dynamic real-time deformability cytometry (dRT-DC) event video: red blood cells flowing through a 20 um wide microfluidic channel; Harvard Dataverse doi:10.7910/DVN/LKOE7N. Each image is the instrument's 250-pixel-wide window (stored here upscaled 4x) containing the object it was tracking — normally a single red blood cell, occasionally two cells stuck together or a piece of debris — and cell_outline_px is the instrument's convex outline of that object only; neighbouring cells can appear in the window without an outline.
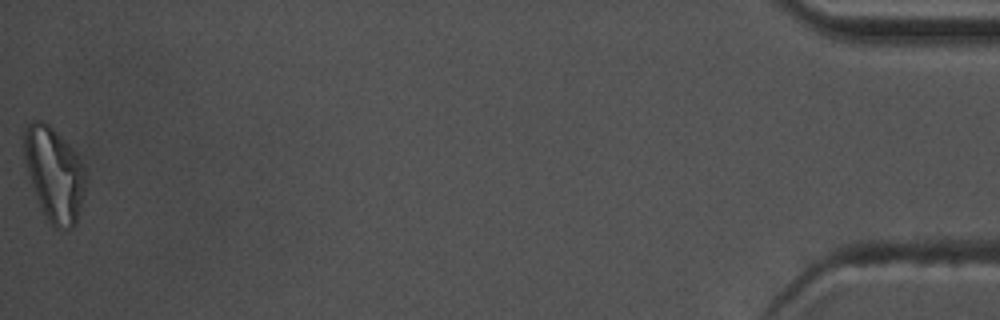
{"species": "common noctule bat (a hibernating species)", "species_latin": "Nyctalus noctula", "temperature_condition": "warm", "stored_images_in_passage": 53, "camera_frame_rate_fps": 3000, "um_per_image_px": 0.085, "animal": {"sex": "male", "body_mass_g": 17.5, "forearm_length_mm": 52.3}, "frame": {"image": 1, "passage_image": 53, "time_ms": 17.333, "image_size_px": [1000, 320], "cell_outline_px": [[84, 192], [76, 224], [72, 228], [56, 228], [52, 224], [44, 212], [36, 196], [24, 160], [24, 132], [28, 124], [32, 120], [40, 120], [48, 124], [68, 144], [84, 168]], "centroid_in_image_um": [4.59, 14.79], "position_along_channel_um": 430.6, "area_um2": 32.66}, "authors_computed_cell_mechanics": {"area_um2": 20.808, "velocity_mm_per_s": 3.7828, "shape_relaxation_time_tau1_ms": 5.7181, "shape_relaxation_time_tau2_ms": 5.4908, "deformation_change_tau1": 0.1772, "deformation_change_tau2": 0.1267}}